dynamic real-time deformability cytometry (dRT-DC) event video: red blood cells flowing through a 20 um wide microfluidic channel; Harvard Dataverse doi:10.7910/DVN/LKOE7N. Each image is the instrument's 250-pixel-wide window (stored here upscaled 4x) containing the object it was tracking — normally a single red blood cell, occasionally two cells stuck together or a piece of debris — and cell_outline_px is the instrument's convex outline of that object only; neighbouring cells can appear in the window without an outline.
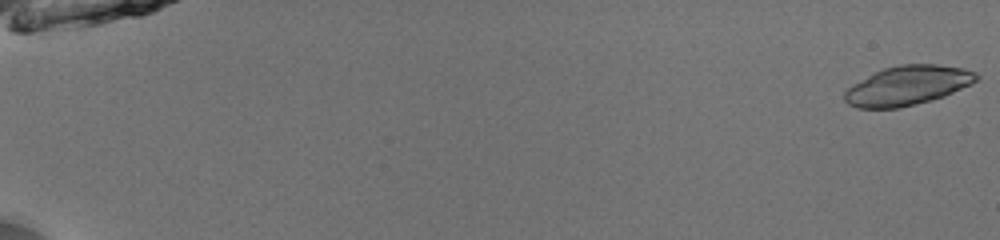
{"species": "common noctule bat (a hibernating species)", "species_latin": "Nyctalus noctula", "temperature_condition": "room temperature", "stored_images_in_passage": 52, "camera_frame_rate_fps": 3000, "um_per_image_px": 0.085, "animal": {"sex": "male", "body_mass_g": 13.0, "forearm_length_mm": 53.1}, "frame": {"image": 1, "passage_image": 1, "time_ms": 0.0, "image_size_px": [1000, 240], "cell_outline_px": [[980, 80], [972, 84], [944, 96], [932, 100], [900, 108], [856, 108], [848, 104], [844, 100], [844, 92], [852, 84], [884, 68], [900, 64], [936, 64], [964, 68], [976, 72], [980, 76]], "centroid_in_image_um": [77.18, 7.27], "position_along_channel_um": 7.8, "area_um2": 30.4}}